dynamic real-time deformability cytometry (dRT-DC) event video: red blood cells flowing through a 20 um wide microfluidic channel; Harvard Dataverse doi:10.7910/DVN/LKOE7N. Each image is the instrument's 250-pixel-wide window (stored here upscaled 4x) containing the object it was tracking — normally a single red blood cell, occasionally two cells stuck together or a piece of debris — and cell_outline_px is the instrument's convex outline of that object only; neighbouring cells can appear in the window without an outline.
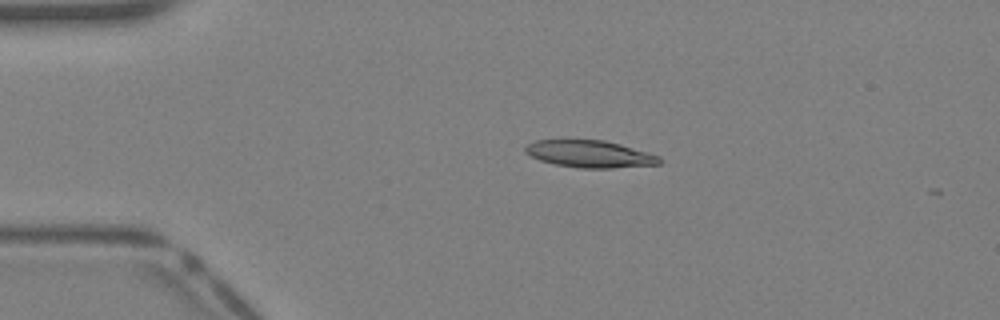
{"species": "Egyptian fruit bat (a non-hibernating species)", "species_latin": "Rousettus aegyptiacus", "temperature_condition": "warm", "stored_images_in_passage": 33, "camera_frame_rate_fps": 3000, "um_per_image_px": 0.085, "animal": {"sex": "female"}, "frame": {"image": 1, "passage_image": 1, "time_ms": 0.0, "image_size_px": [1000, 320], "cell_outline_px": [[660, 164], [612, 168], [580, 168], [556, 164], [540, 160], [524, 152], [524, 148], [528, 144], [536, 140], [604, 140], [620, 144], [648, 152], [660, 156]], "centroid_in_image_um": [50.14, 13.09], "position_along_channel_um": 34.9, "area_um2": 21.04}}
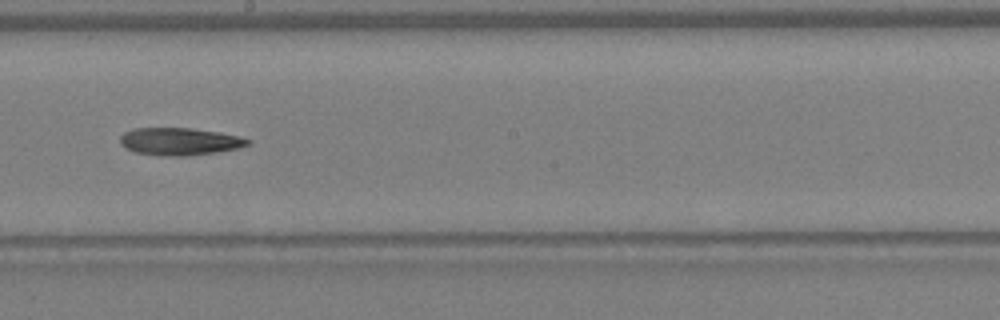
{"frame": {"image": 2, "passage_image": 15, "time_ms": 4.667, "image_size_px": [1000, 320], "cell_outline_px": [[252, 140], [248, 144], [236, 148], [216, 152], [188, 156], [160, 156], [136, 152], [124, 148], [120, 144], [120, 136], [124, 132], [136, 128], [192, 128], [220, 132], [240, 136]], "centroid_in_image_um": [15.24, 12.02], "position_along_channel_um": 233.0, "area_um2": 20.52}}
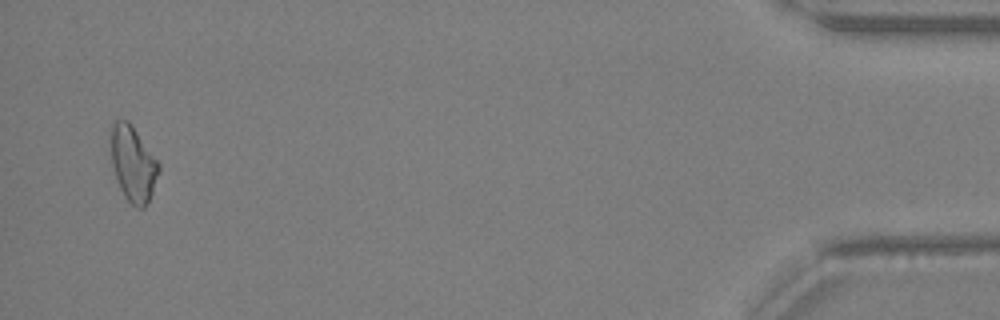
{"frame": {"image": 3, "passage_image": 31, "time_ms": 10.0, "image_size_px": [1000, 320], "cell_outline_px": [[160, 172], [152, 192], [144, 208], [136, 208], [124, 196], [116, 180], [112, 164], [112, 124], [116, 120], [128, 120], [160, 164]], "centroid_in_image_um": [11.33, 13.95], "position_along_channel_um": 423.9, "area_um2": 20.69}}